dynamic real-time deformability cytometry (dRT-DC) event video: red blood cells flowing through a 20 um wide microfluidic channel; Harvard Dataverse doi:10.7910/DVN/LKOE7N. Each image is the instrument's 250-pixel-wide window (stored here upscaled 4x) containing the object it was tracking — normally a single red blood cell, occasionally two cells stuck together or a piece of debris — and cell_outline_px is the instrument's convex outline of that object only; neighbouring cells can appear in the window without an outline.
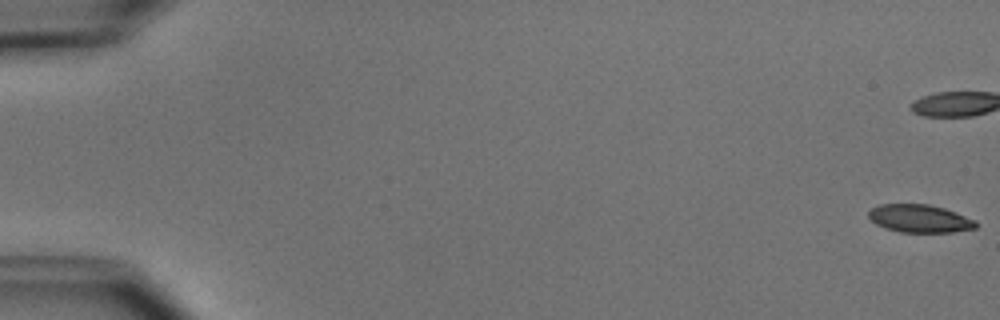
{"species": "common noctule bat (a hibernating species)", "species_latin": "Nyctalus noctula", "temperature_condition": "cold", "stored_images_in_passage": 7, "camera_frame_rate_fps": 3000, "um_per_image_px": 0.085, "animal": {"sex": "male", "body_mass_g": 15.6}, "frame": {"image": 1, "passage_image": 1, "time_ms": 0.0, "image_size_px": [1000, 320], "cell_outline_px": [[976, 228], [952, 232], [900, 232], [884, 228], [876, 224], [868, 216], [868, 212], [872, 208], [880, 204], [928, 204], [944, 208], [956, 212], [976, 220]], "centroid_in_image_um": [78.17, 18.57], "position_along_channel_um": 6.8, "area_um2": 17.46}}
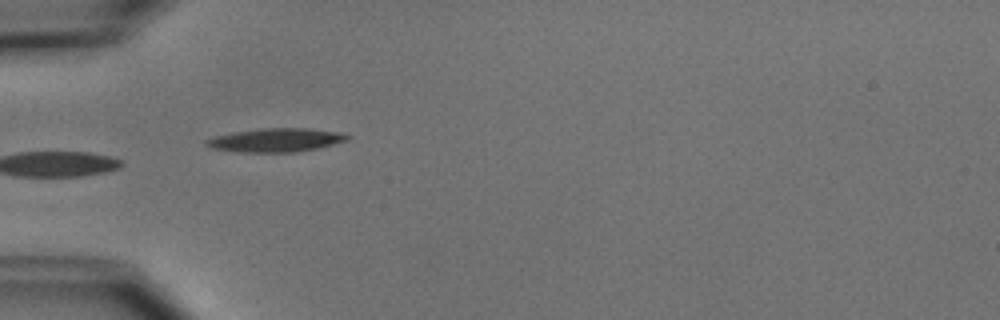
{"frame": {"image": 2, "passage_image": 6, "time_ms": 6.0, "image_size_px": [1000, 320], "cell_outline_px": [[348, 140], [316, 148], [296, 152], [244, 152], [212, 148], [204, 144], [204, 140], [216, 136], [232, 132], [264, 128], [308, 128], [340, 132], [348, 136]], "centroid_in_image_um": [23.42, 11.9], "position_along_channel_um": 61.6, "area_um2": 19.19}}